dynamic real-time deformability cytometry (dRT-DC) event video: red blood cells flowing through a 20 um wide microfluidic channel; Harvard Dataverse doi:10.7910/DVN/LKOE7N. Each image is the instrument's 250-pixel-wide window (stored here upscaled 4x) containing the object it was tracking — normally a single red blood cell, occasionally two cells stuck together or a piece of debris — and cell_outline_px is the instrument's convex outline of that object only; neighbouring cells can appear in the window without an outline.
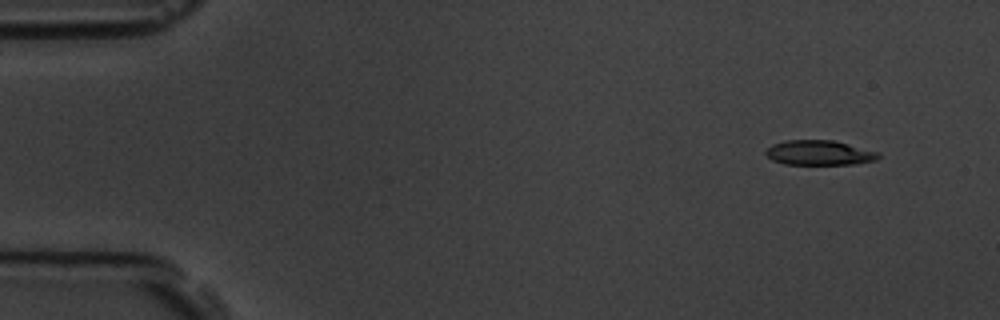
{"species": "common noctule bat (a hibernating species)", "species_latin": "Nyctalus noctula", "temperature_condition": "room temperature", "stored_images_in_passage": 5, "camera_frame_rate_fps": 3000, "um_per_image_px": 0.085, "animal": {"sex": "male", "body_mass_g": 19.5, "forearm_length_mm": 54.6}, "frame": {"image": 1, "passage_image": 2, "time_ms": 1.0, "image_size_px": [1000, 320], "cell_outline_px": [[880, 156], [876, 160], [856, 164], [784, 164], [772, 160], [764, 152], [772, 144], [784, 140], [832, 140], [880, 152]], "centroid_in_image_um": [69.64, 12.98], "position_along_channel_um": 15.4, "area_um2": 16.3}}
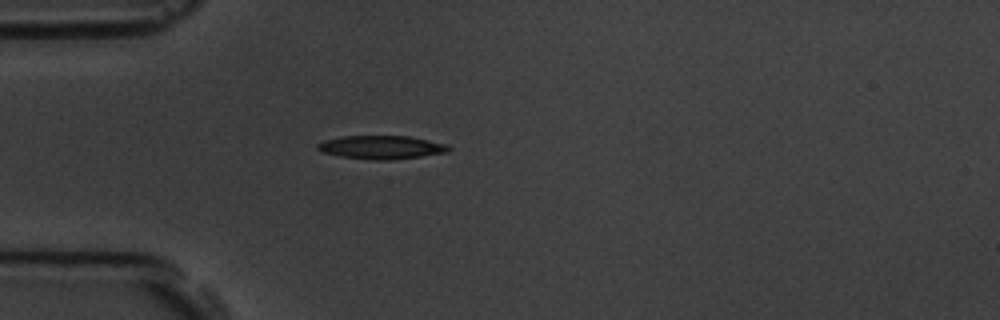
{"frame": {"image": 2, "passage_image": 5, "time_ms": 4.667, "image_size_px": [1000, 320], "cell_outline_px": [[452, 148], [448, 152], [420, 156], [388, 160], [376, 160], [340, 156], [324, 152], [316, 148], [316, 144], [324, 140], [340, 136], [408, 136], [448, 144]], "centroid_in_image_um": [32.42, 12.51], "position_along_channel_um": 52.6, "area_um2": 17.8}}